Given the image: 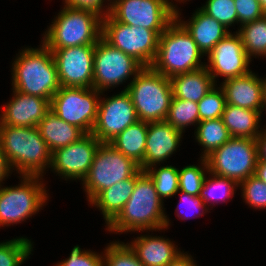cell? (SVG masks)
<instances>
[{
    "mask_svg": "<svg viewBox=\"0 0 266 266\" xmlns=\"http://www.w3.org/2000/svg\"><path fill=\"white\" fill-rule=\"evenodd\" d=\"M195 261L196 260H194L190 254L182 251L179 256H177L172 262H169L166 266H197Z\"/></svg>",
    "mask_w": 266,
    "mask_h": 266,
    "instance_id": "45",
    "label": "cell"
},
{
    "mask_svg": "<svg viewBox=\"0 0 266 266\" xmlns=\"http://www.w3.org/2000/svg\"><path fill=\"white\" fill-rule=\"evenodd\" d=\"M200 165H187L179 169V191L199 196L206 174L208 164L205 158H200Z\"/></svg>",
    "mask_w": 266,
    "mask_h": 266,
    "instance_id": "34",
    "label": "cell"
},
{
    "mask_svg": "<svg viewBox=\"0 0 266 266\" xmlns=\"http://www.w3.org/2000/svg\"><path fill=\"white\" fill-rule=\"evenodd\" d=\"M33 242L26 237H17L0 242V266H21L30 258Z\"/></svg>",
    "mask_w": 266,
    "mask_h": 266,
    "instance_id": "33",
    "label": "cell"
},
{
    "mask_svg": "<svg viewBox=\"0 0 266 266\" xmlns=\"http://www.w3.org/2000/svg\"><path fill=\"white\" fill-rule=\"evenodd\" d=\"M236 32L240 35L244 50L250 59L259 56L266 58V15L243 24Z\"/></svg>",
    "mask_w": 266,
    "mask_h": 266,
    "instance_id": "30",
    "label": "cell"
},
{
    "mask_svg": "<svg viewBox=\"0 0 266 266\" xmlns=\"http://www.w3.org/2000/svg\"><path fill=\"white\" fill-rule=\"evenodd\" d=\"M239 27L265 15L258 0H234Z\"/></svg>",
    "mask_w": 266,
    "mask_h": 266,
    "instance_id": "41",
    "label": "cell"
},
{
    "mask_svg": "<svg viewBox=\"0 0 266 266\" xmlns=\"http://www.w3.org/2000/svg\"><path fill=\"white\" fill-rule=\"evenodd\" d=\"M63 2L65 6H69L76 9L91 10L102 17L108 15L111 9V0H63ZM106 3L108 5H105Z\"/></svg>",
    "mask_w": 266,
    "mask_h": 266,
    "instance_id": "42",
    "label": "cell"
},
{
    "mask_svg": "<svg viewBox=\"0 0 266 266\" xmlns=\"http://www.w3.org/2000/svg\"><path fill=\"white\" fill-rule=\"evenodd\" d=\"M139 170L129 179L120 181L101 191L89 204L101 211L107 226L123 209L133 193L136 179L143 173Z\"/></svg>",
    "mask_w": 266,
    "mask_h": 266,
    "instance_id": "23",
    "label": "cell"
},
{
    "mask_svg": "<svg viewBox=\"0 0 266 266\" xmlns=\"http://www.w3.org/2000/svg\"><path fill=\"white\" fill-rule=\"evenodd\" d=\"M258 161L266 162V128L256 137Z\"/></svg>",
    "mask_w": 266,
    "mask_h": 266,
    "instance_id": "44",
    "label": "cell"
},
{
    "mask_svg": "<svg viewBox=\"0 0 266 266\" xmlns=\"http://www.w3.org/2000/svg\"><path fill=\"white\" fill-rule=\"evenodd\" d=\"M109 14L118 22L153 31H164L175 20L168 0H111Z\"/></svg>",
    "mask_w": 266,
    "mask_h": 266,
    "instance_id": "13",
    "label": "cell"
},
{
    "mask_svg": "<svg viewBox=\"0 0 266 266\" xmlns=\"http://www.w3.org/2000/svg\"><path fill=\"white\" fill-rule=\"evenodd\" d=\"M238 188L239 184L235 180L217 176L208 171L199 197L203 200L206 207L208 209L210 207V210H212L215 204L225 203L228 202L227 200L232 199L234 193H236L235 190Z\"/></svg>",
    "mask_w": 266,
    "mask_h": 266,
    "instance_id": "29",
    "label": "cell"
},
{
    "mask_svg": "<svg viewBox=\"0 0 266 266\" xmlns=\"http://www.w3.org/2000/svg\"><path fill=\"white\" fill-rule=\"evenodd\" d=\"M152 165L145 170L154 182L159 198L163 201L179 191V168L172 165L160 166Z\"/></svg>",
    "mask_w": 266,
    "mask_h": 266,
    "instance_id": "31",
    "label": "cell"
},
{
    "mask_svg": "<svg viewBox=\"0 0 266 266\" xmlns=\"http://www.w3.org/2000/svg\"><path fill=\"white\" fill-rule=\"evenodd\" d=\"M55 266H105L103 251L98 254L95 251L81 249L79 245L72 248L69 257L56 263Z\"/></svg>",
    "mask_w": 266,
    "mask_h": 266,
    "instance_id": "39",
    "label": "cell"
},
{
    "mask_svg": "<svg viewBox=\"0 0 266 266\" xmlns=\"http://www.w3.org/2000/svg\"><path fill=\"white\" fill-rule=\"evenodd\" d=\"M182 137L183 133L166 121L148 123L144 160L139 165L140 169L145 171L152 165L160 166L166 162L181 146Z\"/></svg>",
    "mask_w": 266,
    "mask_h": 266,
    "instance_id": "19",
    "label": "cell"
},
{
    "mask_svg": "<svg viewBox=\"0 0 266 266\" xmlns=\"http://www.w3.org/2000/svg\"><path fill=\"white\" fill-rule=\"evenodd\" d=\"M203 53L187 30L175 19L160 35L156 57L151 67L171 78L205 67Z\"/></svg>",
    "mask_w": 266,
    "mask_h": 266,
    "instance_id": "5",
    "label": "cell"
},
{
    "mask_svg": "<svg viewBox=\"0 0 266 266\" xmlns=\"http://www.w3.org/2000/svg\"><path fill=\"white\" fill-rule=\"evenodd\" d=\"M258 2L260 3L263 12L266 15V0H258Z\"/></svg>",
    "mask_w": 266,
    "mask_h": 266,
    "instance_id": "49",
    "label": "cell"
},
{
    "mask_svg": "<svg viewBox=\"0 0 266 266\" xmlns=\"http://www.w3.org/2000/svg\"><path fill=\"white\" fill-rule=\"evenodd\" d=\"M123 90L129 93L139 121H165L173 98L170 78L151 66L143 67Z\"/></svg>",
    "mask_w": 266,
    "mask_h": 266,
    "instance_id": "6",
    "label": "cell"
},
{
    "mask_svg": "<svg viewBox=\"0 0 266 266\" xmlns=\"http://www.w3.org/2000/svg\"><path fill=\"white\" fill-rule=\"evenodd\" d=\"M151 177L144 171L137 179L129 200L119 214L107 225L109 233L160 231L167 229L170 219L165 214Z\"/></svg>",
    "mask_w": 266,
    "mask_h": 266,
    "instance_id": "1",
    "label": "cell"
},
{
    "mask_svg": "<svg viewBox=\"0 0 266 266\" xmlns=\"http://www.w3.org/2000/svg\"><path fill=\"white\" fill-rule=\"evenodd\" d=\"M262 115L260 111L226 104L221 119L231 137L256 139L262 131Z\"/></svg>",
    "mask_w": 266,
    "mask_h": 266,
    "instance_id": "26",
    "label": "cell"
},
{
    "mask_svg": "<svg viewBox=\"0 0 266 266\" xmlns=\"http://www.w3.org/2000/svg\"><path fill=\"white\" fill-rule=\"evenodd\" d=\"M240 188L242 199L250 208L266 209V183L252 175L239 183Z\"/></svg>",
    "mask_w": 266,
    "mask_h": 266,
    "instance_id": "38",
    "label": "cell"
},
{
    "mask_svg": "<svg viewBox=\"0 0 266 266\" xmlns=\"http://www.w3.org/2000/svg\"><path fill=\"white\" fill-rule=\"evenodd\" d=\"M197 104L199 122L220 118L226 105L223 89L216 84Z\"/></svg>",
    "mask_w": 266,
    "mask_h": 266,
    "instance_id": "36",
    "label": "cell"
},
{
    "mask_svg": "<svg viewBox=\"0 0 266 266\" xmlns=\"http://www.w3.org/2000/svg\"><path fill=\"white\" fill-rule=\"evenodd\" d=\"M0 143L11 170L18 175L43 177L52 152L35 127L0 125Z\"/></svg>",
    "mask_w": 266,
    "mask_h": 266,
    "instance_id": "3",
    "label": "cell"
},
{
    "mask_svg": "<svg viewBox=\"0 0 266 266\" xmlns=\"http://www.w3.org/2000/svg\"><path fill=\"white\" fill-rule=\"evenodd\" d=\"M37 128L51 152L77 142L86 135L82 129L63 121L51 110L40 121Z\"/></svg>",
    "mask_w": 266,
    "mask_h": 266,
    "instance_id": "24",
    "label": "cell"
},
{
    "mask_svg": "<svg viewBox=\"0 0 266 266\" xmlns=\"http://www.w3.org/2000/svg\"><path fill=\"white\" fill-rule=\"evenodd\" d=\"M163 32L118 22L110 14L102 18V38L112 47L133 57L143 67L152 65Z\"/></svg>",
    "mask_w": 266,
    "mask_h": 266,
    "instance_id": "9",
    "label": "cell"
},
{
    "mask_svg": "<svg viewBox=\"0 0 266 266\" xmlns=\"http://www.w3.org/2000/svg\"><path fill=\"white\" fill-rule=\"evenodd\" d=\"M255 176L266 183V162L257 161Z\"/></svg>",
    "mask_w": 266,
    "mask_h": 266,
    "instance_id": "46",
    "label": "cell"
},
{
    "mask_svg": "<svg viewBox=\"0 0 266 266\" xmlns=\"http://www.w3.org/2000/svg\"><path fill=\"white\" fill-rule=\"evenodd\" d=\"M147 232L127 242L144 266H166L182 253L174 241Z\"/></svg>",
    "mask_w": 266,
    "mask_h": 266,
    "instance_id": "22",
    "label": "cell"
},
{
    "mask_svg": "<svg viewBox=\"0 0 266 266\" xmlns=\"http://www.w3.org/2000/svg\"><path fill=\"white\" fill-rule=\"evenodd\" d=\"M50 50L56 62L60 86L93 87L95 45Z\"/></svg>",
    "mask_w": 266,
    "mask_h": 266,
    "instance_id": "16",
    "label": "cell"
},
{
    "mask_svg": "<svg viewBox=\"0 0 266 266\" xmlns=\"http://www.w3.org/2000/svg\"><path fill=\"white\" fill-rule=\"evenodd\" d=\"M107 245L103 253L105 266H144L127 243L118 240Z\"/></svg>",
    "mask_w": 266,
    "mask_h": 266,
    "instance_id": "35",
    "label": "cell"
},
{
    "mask_svg": "<svg viewBox=\"0 0 266 266\" xmlns=\"http://www.w3.org/2000/svg\"><path fill=\"white\" fill-rule=\"evenodd\" d=\"M12 91V98L1 108L0 125L35 127L51 110L48 99Z\"/></svg>",
    "mask_w": 266,
    "mask_h": 266,
    "instance_id": "18",
    "label": "cell"
},
{
    "mask_svg": "<svg viewBox=\"0 0 266 266\" xmlns=\"http://www.w3.org/2000/svg\"><path fill=\"white\" fill-rule=\"evenodd\" d=\"M143 66L133 57L112 47L103 38L95 44L93 88L105 93L136 77Z\"/></svg>",
    "mask_w": 266,
    "mask_h": 266,
    "instance_id": "12",
    "label": "cell"
},
{
    "mask_svg": "<svg viewBox=\"0 0 266 266\" xmlns=\"http://www.w3.org/2000/svg\"><path fill=\"white\" fill-rule=\"evenodd\" d=\"M92 133L84 135L79 141L52 152L50 171L66 181L86 178L95 152L100 145Z\"/></svg>",
    "mask_w": 266,
    "mask_h": 266,
    "instance_id": "15",
    "label": "cell"
},
{
    "mask_svg": "<svg viewBox=\"0 0 266 266\" xmlns=\"http://www.w3.org/2000/svg\"><path fill=\"white\" fill-rule=\"evenodd\" d=\"M263 92H264V96H263V107H262V112L266 111V77H263ZM264 127L266 128V125H264Z\"/></svg>",
    "mask_w": 266,
    "mask_h": 266,
    "instance_id": "48",
    "label": "cell"
},
{
    "mask_svg": "<svg viewBox=\"0 0 266 266\" xmlns=\"http://www.w3.org/2000/svg\"><path fill=\"white\" fill-rule=\"evenodd\" d=\"M165 121L184 133L187 126H197L199 123L198 104L173 97Z\"/></svg>",
    "mask_w": 266,
    "mask_h": 266,
    "instance_id": "32",
    "label": "cell"
},
{
    "mask_svg": "<svg viewBox=\"0 0 266 266\" xmlns=\"http://www.w3.org/2000/svg\"><path fill=\"white\" fill-rule=\"evenodd\" d=\"M225 94L226 104L260 111L263 107V77L252 70L242 76L224 80L219 85Z\"/></svg>",
    "mask_w": 266,
    "mask_h": 266,
    "instance_id": "20",
    "label": "cell"
},
{
    "mask_svg": "<svg viewBox=\"0 0 266 266\" xmlns=\"http://www.w3.org/2000/svg\"><path fill=\"white\" fill-rule=\"evenodd\" d=\"M18 177L21 180L17 186H0V228L29 220L28 218L37 214L49 200L46 183L41 181L43 177Z\"/></svg>",
    "mask_w": 266,
    "mask_h": 266,
    "instance_id": "7",
    "label": "cell"
},
{
    "mask_svg": "<svg viewBox=\"0 0 266 266\" xmlns=\"http://www.w3.org/2000/svg\"><path fill=\"white\" fill-rule=\"evenodd\" d=\"M43 34L48 49L95 45L102 38V16L94 11L63 6Z\"/></svg>",
    "mask_w": 266,
    "mask_h": 266,
    "instance_id": "4",
    "label": "cell"
},
{
    "mask_svg": "<svg viewBox=\"0 0 266 266\" xmlns=\"http://www.w3.org/2000/svg\"><path fill=\"white\" fill-rule=\"evenodd\" d=\"M11 167L9 166V163L7 162L5 153L3 152V149L1 147L0 143V186H2L3 181H5L7 178H9V174H12Z\"/></svg>",
    "mask_w": 266,
    "mask_h": 266,
    "instance_id": "43",
    "label": "cell"
},
{
    "mask_svg": "<svg viewBox=\"0 0 266 266\" xmlns=\"http://www.w3.org/2000/svg\"><path fill=\"white\" fill-rule=\"evenodd\" d=\"M174 1L179 2V4H181L183 2V4H184L186 1L189 2L190 0H174ZM172 2H173L172 0L171 1L168 0V4H169L171 10L176 14L177 12H179V10H178L179 8L177 6V3L174 4L175 2H173V3Z\"/></svg>",
    "mask_w": 266,
    "mask_h": 266,
    "instance_id": "47",
    "label": "cell"
},
{
    "mask_svg": "<svg viewBox=\"0 0 266 266\" xmlns=\"http://www.w3.org/2000/svg\"><path fill=\"white\" fill-rule=\"evenodd\" d=\"M188 21L181 19V12L175 14V19L187 30L197 44L198 49L206 57L210 51L225 38L230 30L213 17L208 16L200 8L192 13Z\"/></svg>",
    "mask_w": 266,
    "mask_h": 266,
    "instance_id": "21",
    "label": "cell"
},
{
    "mask_svg": "<svg viewBox=\"0 0 266 266\" xmlns=\"http://www.w3.org/2000/svg\"><path fill=\"white\" fill-rule=\"evenodd\" d=\"M100 96L97 120L92 134L101 143H109L128 126L139 121L131 97L126 90L111 97Z\"/></svg>",
    "mask_w": 266,
    "mask_h": 266,
    "instance_id": "14",
    "label": "cell"
},
{
    "mask_svg": "<svg viewBox=\"0 0 266 266\" xmlns=\"http://www.w3.org/2000/svg\"><path fill=\"white\" fill-rule=\"evenodd\" d=\"M101 95L103 92L97 91L93 87L61 86L51 99L50 109L63 121L90 134L97 120Z\"/></svg>",
    "mask_w": 266,
    "mask_h": 266,
    "instance_id": "11",
    "label": "cell"
},
{
    "mask_svg": "<svg viewBox=\"0 0 266 266\" xmlns=\"http://www.w3.org/2000/svg\"><path fill=\"white\" fill-rule=\"evenodd\" d=\"M178 193L180 194L181 197H180V202L177 203L178 206L176 207L175 214L179 218V220L180 219L181 220H187L190 218L203 216L207 212H210V211H208L210 209H208L206 207V205L203 203V200L199 196L190 195V194H187V193L182 192V191H178ZM183 206H185L187 208V209L184 208V209H186L185 211L186 212L189 211L190 213L187 212L188 213L187 214L184 211V209H182ZM191 212H192V214H191ZM194 214H196V215H194ZM197 214H199V215H197Z\"/></svg>",
    "mask_w": 266,
    "mask_h": 266,
    "instance_id": "40",
    "label": "cell"
},
{
    "mask_svg": "<svg viewBox=\"0 0 266 266\" xmlns=\"http://www.w3.org/2000/svg\"><path fill=\"white\" fill-rule=\"evenodd\" d=\"M195 128V140L203 150L200 158H206L232 138L221 117L200 121Z\"/></svg>",
    "mask_w": 266,
    "mask_h": 266,
    "instance_id": "28",
    "label": "cell"
},
{
    "mask_svg": "<svg viewBox=\"0 0 266 266\" xmlns=\"http://www.w3.org/2000/svg\"><path fill=\"white\" fill-rule=\"evenodd\" d=\"M147 130L148 123L138 121L128 126L109 143L126 157L131 158L140 165L144 160Z\"/></svg>",
    "mask_w": 266,
    "mask_h": 266,
    "instance_id": "27",
    "label": "cell"
},
{
    "mask_svg": "<svg viewBox=\"0 0 266 266\" xmlns=\"http://www.w3.org/2000/svg\"><path fill=\"white\" fill-rule=\"evenodd\" d=\"M174 98L198 103L216 84L206 67L170 78Z\"/></svg>",
    "mask_w": 266,
    "mask_h": 266,
    "instance_id": "25",
    "label": "cell"
},
{
    "mask_svg": "<svg viewBox=\"0 0 266 266\" xmlns=\"http://www.w3.org/2000/svg\"><path fill=\"white\" fill-rule=\"evenodd\" d=\"M140 170L139 164L115 149L110 143H100L86 178L83 191L90 203L101 191L129 179Z\"/></svg>",
    "mask_w": 266,
    "mask_h": 266,
    "instance_id": "8",
    "label": "cell"
},
{
    "mask_svg": "<svg viewBox=\"0 0 266 266\" xmlns=\"http://www.w3.org/2000/svg\"><path fill=\"white\" fill-rule=\"evenodd\" d=\"M205 62L209 74L215 84L217 77H224L223 80L245 75L251 71L249 69L252 61L242 44L240 35L232 31L223 38L207 56Z\"/></svg>",
    "mask_w": 266,
    "mask_h": 266,
    "instance_id": "17",
    "label": "cell"
},
{
    "mask_svg": "<svg viewBox=\"0 0 266 266\" xmlns=\"http://www.w3.org/2000/svg\"><path fill=\"white\" fill-rule=\"evenodd\" d=\"M200 9L208 16L213 17L226 28L236 23L238 16L234 0H207Z\"/></svg>",
    "mask_w": 266,
    "mask_h": 266,
    "instance_id": "37",
    "label": "cell"
},
{
    "mask_svg": "<svg viewBox=\"0 0 266 266\" xmlns=\"http://www.w3.org/2000/svg\"><path fill=\"white\" fill-rule=\"evenodd\" d=\"M205 159L209 172L239 184L255 175L258 161L256 139L232 137Z\"/></svg>",
    "mask_w": 266,
    "mask_h": 266,
    "instance_id": "10",
    "label": "cell"
},
{
    "mask_svg": "<svg viewBox=\"0 0 266 266\" xmlns=\"http://www.w3.org/2000/svg\"><path fill=\"white\" fill-rule=\"evenodd\" d=\"M38 48L25 47L12 63V88L16 91L48 99L60 89L53 53L42 42Z\"/></svg>",
    "mask_w": 266,
    "mask_h": 266,
    "instance_id": "2",
    "label": "cell"
}]
</instances>
